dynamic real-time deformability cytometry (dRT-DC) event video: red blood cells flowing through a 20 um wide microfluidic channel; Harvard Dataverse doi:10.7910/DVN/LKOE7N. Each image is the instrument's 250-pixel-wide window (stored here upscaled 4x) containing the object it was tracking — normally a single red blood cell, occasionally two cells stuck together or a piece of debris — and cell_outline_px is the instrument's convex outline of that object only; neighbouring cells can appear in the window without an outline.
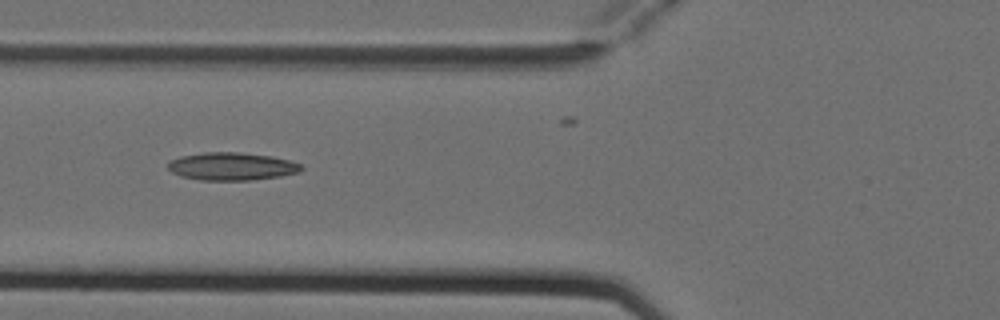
{"species": "Egyptian fruit bat (a non-hibernating species)", "species_latin": "Rousettus aegyptiacus", "temperature_condition": "cold", "stored_images_in_passage": 6, "camera_frame_rate_fps": 3000, "um_per_image_px": 0.085, "animal": {"sex": "female"}, "frame": {"image": 1, "passage_image": 4, "time_ms": 1.0, "image_size_px": [1000, 320], "cell_outline_px": [[304, 168], [300, 172], [280, 176], [252, 180], [200, 180], [180, 176], [172, 172], [168, 168], [168, 160], [180, 156], [204, 152], [240, 152], [272, 156], [288, 160], [300, 164]], "centroid_in_image_um": [19.68, 14.14], "position_along_channel_um": 106.1, "area_um2": 21.73}}
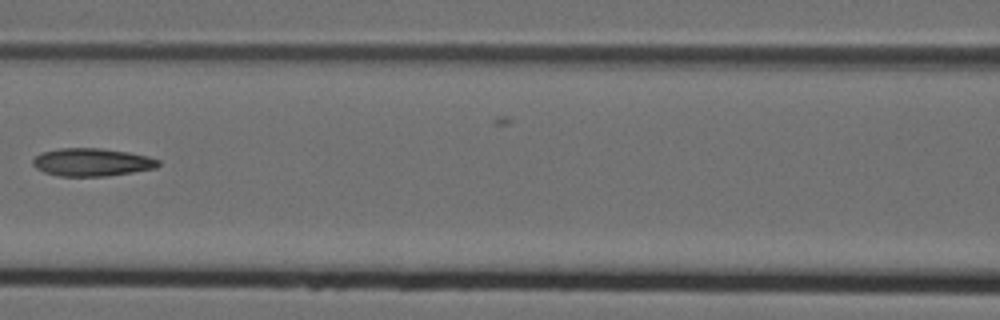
{"frame": {"image": 2, "passage_image": 5, "time_ms": 1.333, "image_size_px": [1000, 320], "cell_outline_px": [[160, 164], [156, 168], [132, 172], [104, 176], [60, 176], [44, 172], [36, 168], [32, 164], [32, 160], [40, 152], [60, 148], [100, 148], [128, 152], [148, 156], [160, 160]], "centroid_in_image_um": [7.8, 13.78], "position_along_channel_um": 158.8, "area_um2": 20.4}}
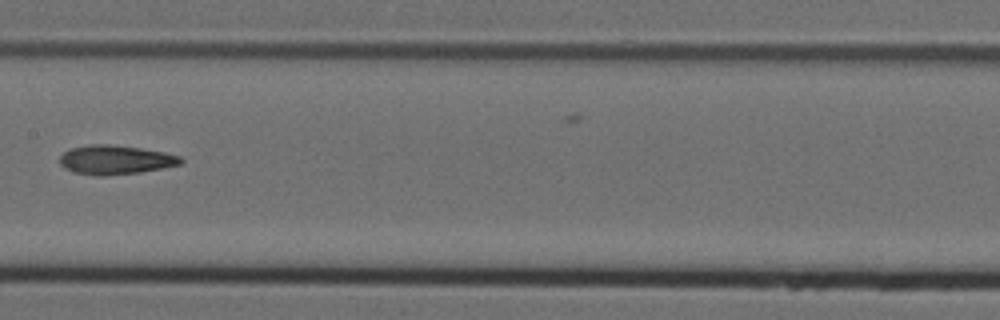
{"frame": {"image": 3, "passage_image": 6, "time_ms": 1.667, "image_size_px": [1000, 320], "cell_outline_px": [[184, 160], [180, 164], [140, 172], [104, 176], [96, 176], [72, 172], [64, 168], [60, 164], [60, 156], [68, 148], [88, 144], [112, 144], [140, 148], [164, 152], [180, 156]], "centroid_in_image_um": [9.75, 13.58], "position_along_channel_um": 197.6, "area_um2": 20.69}}